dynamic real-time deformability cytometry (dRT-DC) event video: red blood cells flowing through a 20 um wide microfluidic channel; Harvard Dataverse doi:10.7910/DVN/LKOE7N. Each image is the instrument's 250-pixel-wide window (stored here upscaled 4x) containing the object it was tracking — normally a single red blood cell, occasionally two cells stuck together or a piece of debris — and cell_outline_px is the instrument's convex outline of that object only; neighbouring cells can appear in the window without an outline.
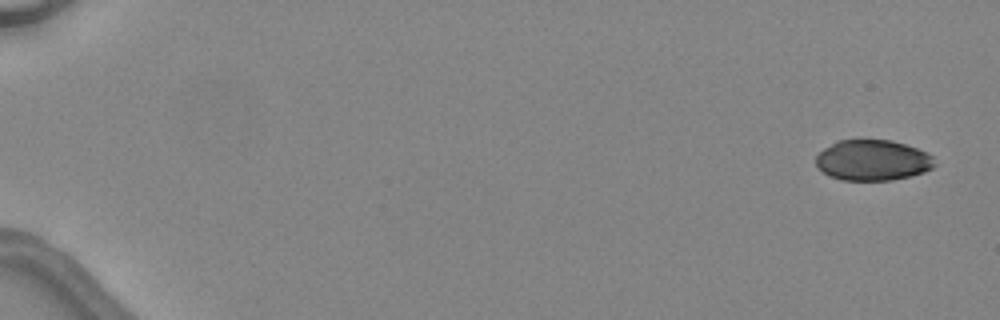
{"species": "common noctule bat (a hibernating species)", "species_latin": "Nyctalus noctula", "temperature_condition": "warm", "stored_images_in_passage": 6, "segment_of_instrument_passage": [1, 2], "camera_frame_rate_fps": 3000, "um_per_image_px": 0.085, "animal": {"sex": "female", "body_mass_g": 24.6, "forearm_length_mm": 56.2}, "frame": {"image": 1, "passage_image": 1, "time_ms": 0.0, "image_size_px": [1000, 320], "cell_outline_px": [[936, 164], [932, 168], [924, 172], [892, 180], [840, 180], [828, 176], [816, 164], [816, 156], [824, 148], [836, 140], [892, 140], [928, 152], [932, 156]], "centroid_in_image_um": [74.17, 13.62], "position_along_channel_um": 10.8, "area_um2": 28.15}}
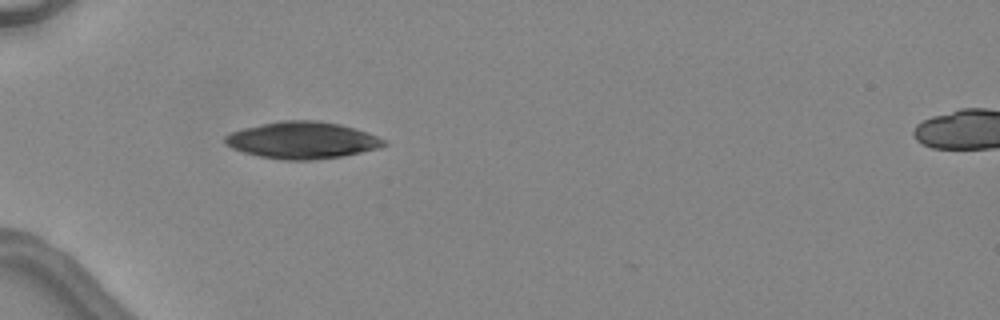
{"frame": {"image": 2, "passage_image": 5, "time_ms": 5.0, "image_size_px": [1000, 320], "cell_outline_px": [[388, 144], [380, 148], [344, 156], [312, 160], [284, 160], [260, 156], [244, 152], [232, 148], [224, 144], [224, 136], [232, 132], [244, 128], [280, 120], [316, 120], [340, 124], [388, 140]], "centroid_in_image_um": [25.7, 11.92], "position_along_channel_um": 59.3, "area_um2": 34.1}}